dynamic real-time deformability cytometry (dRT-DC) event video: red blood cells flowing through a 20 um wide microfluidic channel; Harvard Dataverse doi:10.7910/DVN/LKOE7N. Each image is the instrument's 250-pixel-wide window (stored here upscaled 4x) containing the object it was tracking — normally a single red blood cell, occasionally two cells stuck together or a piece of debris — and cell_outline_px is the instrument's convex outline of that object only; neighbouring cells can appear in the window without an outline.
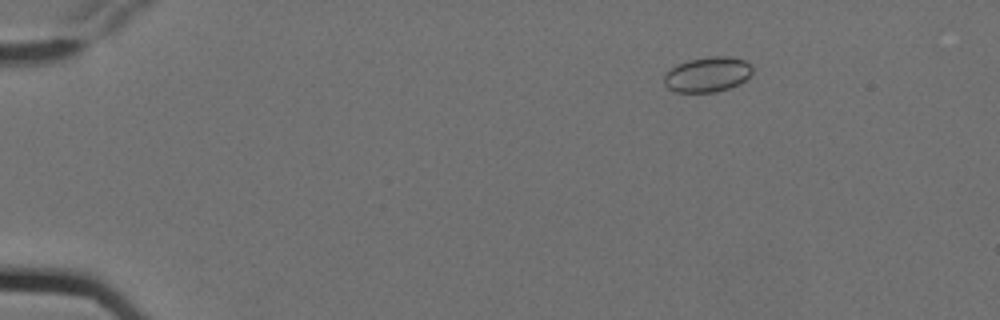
{"species": "Egyptian fruit bat (a non-hibernating species)", "species_latin": "Rousettus aegyptiacus", "temperature_condition": "cold", "stored_images_in_passage": 7, "camera_frame_rate_fps": 3000, "um_per_image_px": 0.085, "animal": {"sex": "female"}, "frame": {"image": 1, "passage_image": 3, "time_ms": 0.667, "image_size_px": [1000, 320], "cell_outline_px": [[752, 72], [740, 84], [716, 92], [676, 92], [668, 88], [664, 84], [664, 76], [676, 64], [688, 60], [712, 56], [732, 56], [744, 60], [752, 64]], "centroid_in_image_um": [60.15, 6.32], "position_along_channel_um": 24.9, "area_um2": 18.09}}
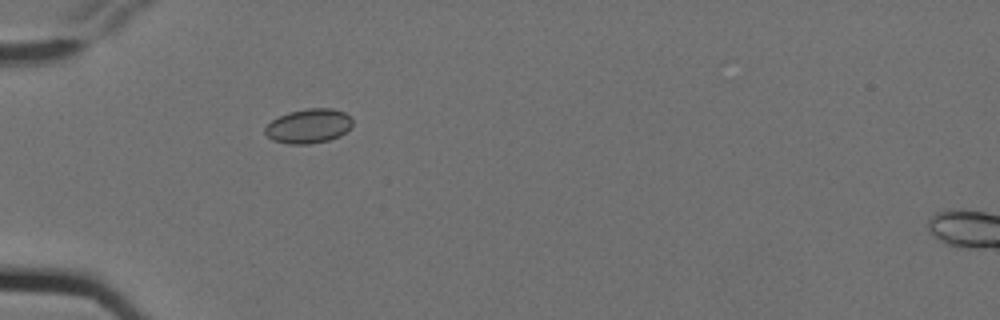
{"frame": {"image": 2, "passage_image": 6, "time_ms": 1.667, "image_size_px": [1000, 320], "cell_outline_px": [[352, 128], [340, 136], [328, 140], [308, 144], [288, 144], [272, 140], [264, 132], [264, 128], [272, 120], [288, 112], [308, 108], [332, 108], [344, 112], [352, 120]], "centroid_in_image_um": [26.24, 10.71], "position_along_channel_um": 58.8, "area_um2": 17.57}}